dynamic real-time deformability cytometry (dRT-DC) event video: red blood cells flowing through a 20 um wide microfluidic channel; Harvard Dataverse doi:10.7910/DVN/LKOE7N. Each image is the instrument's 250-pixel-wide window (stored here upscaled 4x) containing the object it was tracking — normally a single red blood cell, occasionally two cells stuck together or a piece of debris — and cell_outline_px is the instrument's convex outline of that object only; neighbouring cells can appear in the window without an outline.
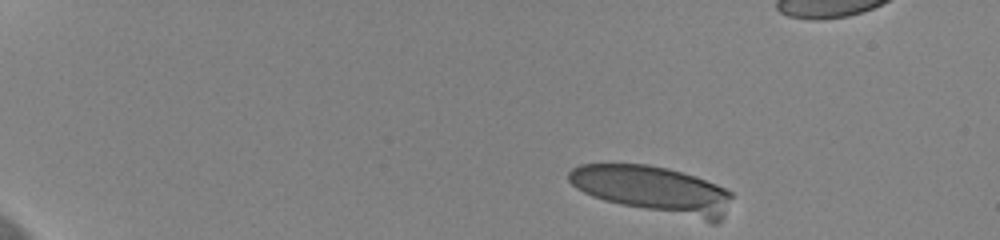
{"species": "human", "species_latin": "Homo sapiens", "temperature_condition": "cold", "stored_images_in_passage": 13, "camera_frame_rate_fps": 3000, "um_per_image_px": 0.085, "donor": {"sex": "female"}, "frame": {"image": 1, "passage_image": 1, "time_ms": 0.0, "image_size_px": [1000, 240], "cell_outline_px": [[732, 196], [724, 216], [716, 224], [712, 224], [620, 204], [604, 200], [592, 196], [576, 188], [568, 180], [568, 172], [572, 168], [580, 164], [648, 164], [668, 168], [696, 176], [716, 184], [732, 192]], "centroid_in_image_um": [55.56, 16.14], "position_along_channel_um": 29.4, "area_um2": 45.08}}